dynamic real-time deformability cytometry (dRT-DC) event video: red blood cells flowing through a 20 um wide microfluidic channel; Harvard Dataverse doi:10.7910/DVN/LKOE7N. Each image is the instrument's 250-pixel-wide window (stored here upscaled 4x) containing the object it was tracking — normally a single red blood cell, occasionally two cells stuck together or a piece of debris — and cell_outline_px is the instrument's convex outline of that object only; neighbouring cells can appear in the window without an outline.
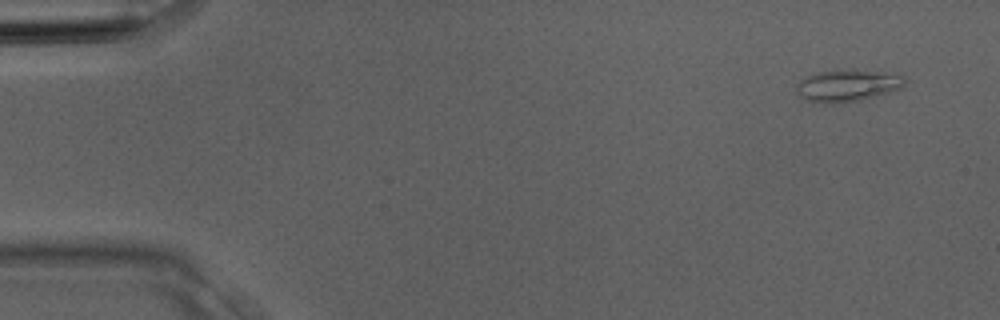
{"species": "Egyptian fruit bat (a non-hibernating species)", "species_latin": "Rousettus aegyptiacus", "temperature_condition": "room temperature", "stored_images_in_passage": 3, "camera_frame_rate_fps": 3000, "um_per_image_px": 0.085, "animal": {"sex": "male"}, "frame": {"image": 1, "passage_image": 1, "time_ms": 0.0, "image_size_px": [1000, 320], "cell_outline_px": [[908, 80], [900, 88], [892, 92], [860, 100], [832, 104], [804, 100], [796, 92], [796, 88], [800, 80], [816, 72], [852, 68], [856, 68], [884, 72], [904, 76]], "centroid_in_image_um": [72.06, 7.25], "position_along_channel_um": 12.9, "area_um2": 20.58}}
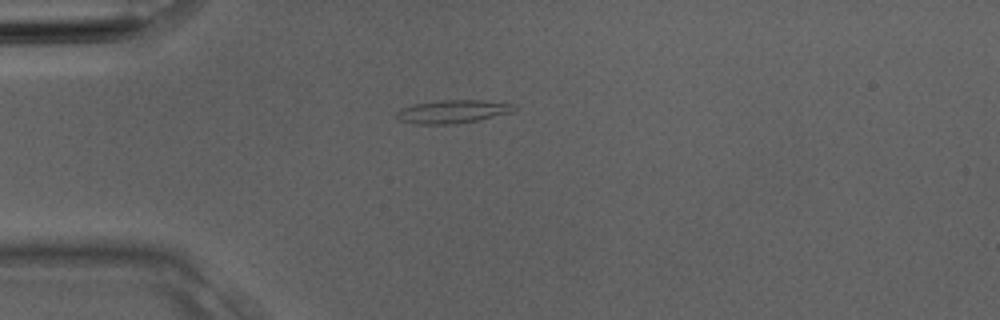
{"frame": {"image": 2, "passage_image": 3, "time_ms": 0.667, "image_size_px": [1000, 320], "cell_outline_px": [[516, 108], [512, 112], [476, 120], [452, 124], [412, 124], [400, 120], [396, 116], [396, 112], [400, 108], [412, 104], [436, 100], [484, 100], [512, 104]], "centroid_in_image_um": [38.4, 9.47], "position_along_channel_um": 46.6, "area_um2": 15.9}}